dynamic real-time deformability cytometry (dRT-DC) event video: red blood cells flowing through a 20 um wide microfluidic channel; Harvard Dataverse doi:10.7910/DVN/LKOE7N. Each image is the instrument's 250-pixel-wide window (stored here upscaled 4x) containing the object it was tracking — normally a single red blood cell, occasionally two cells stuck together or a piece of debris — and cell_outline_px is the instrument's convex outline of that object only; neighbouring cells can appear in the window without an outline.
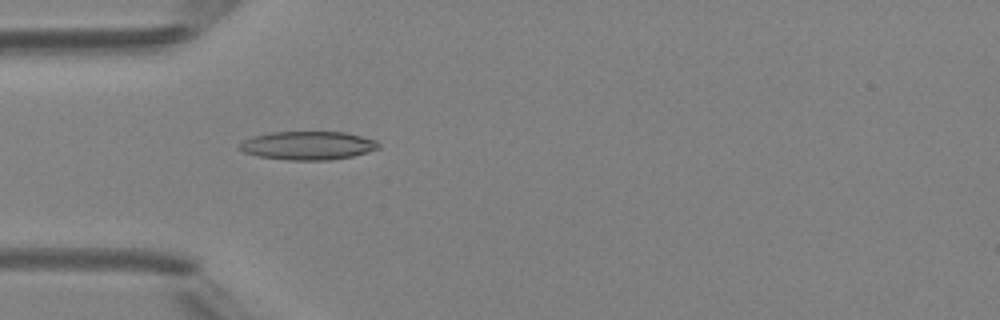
{"species": "Egyptian fruit bat (a non-hibernating species)", "species_latin": "Rousettus aegyptiacus", "temperature_condition": "room temperature", "stored_images_in_passage": 1, "camera_frame_rate_fps": 3000, "um_per_image_px": 0.085, "animal": {"sex": "female"}, "frame": {"image": 1, "passage_image": 1, "time_ms": 0.0, "image_size_px": [1000, 320], "cell_outline_px": [[380, 148], [352, 156], [332, 160], [288, 160], [260, 156], [244, 152], [236, 148], [244, 140], [252, 136], [272, 132], [344, 132], [376, 140], [380, 144]], "centroid_in_image_um": [26.16, 12.37], "position_along_channel_um": 58.8, "area_um2": 23.0}}